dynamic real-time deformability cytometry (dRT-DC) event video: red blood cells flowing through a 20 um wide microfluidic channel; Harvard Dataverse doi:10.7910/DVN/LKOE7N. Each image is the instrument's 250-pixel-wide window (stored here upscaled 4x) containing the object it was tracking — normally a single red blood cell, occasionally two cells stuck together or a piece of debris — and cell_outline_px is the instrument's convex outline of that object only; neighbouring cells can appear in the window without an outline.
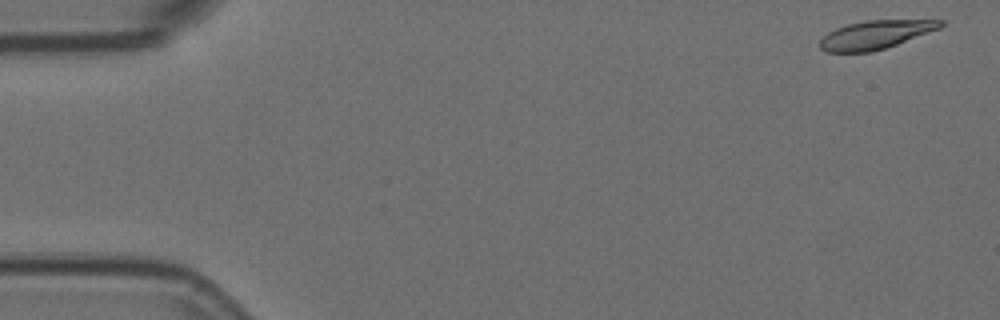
{"species": "Egyptian fruit bat (a non-hibernating species)", "species_latin": "Rousettus aegyptiacus", "temperature_condition": "room temperature", "stored_images_in_passage": 5, "camera_frame_rate_fps": 3000, "um_per_image_px": 0.085, "animal": {"sex": "female"}, "frame": {"image": 1, "passage_image": 1, "time_ms": 0.0, "image_size_px": [1000, 320], "cell_outline_px": [[944, 24], [940, 28], [896, 44], [872, 52], [824, 52], [820, 48], [820, 40], [828, 32], [836, 28], [848, 24], [864, 20], [944, 20]], "centroid_in_image_um": [74.38, 2.95], "position_along_channel_um": 10.6, "area_um2": 19.83}}
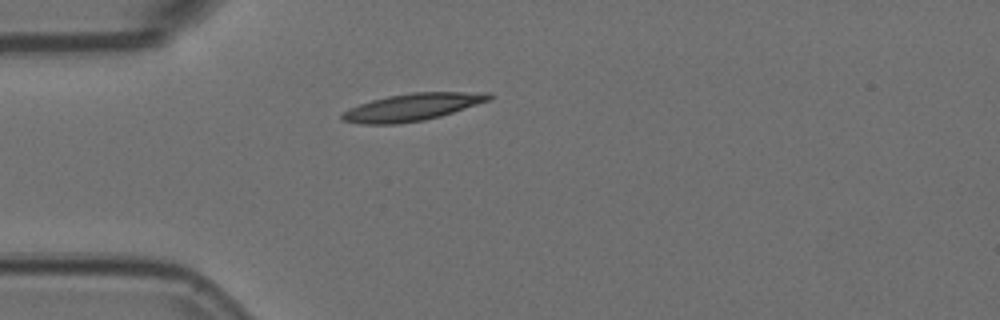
{"frame": {"image": 2, "passage_image": 5, "time_ms": 1.333, "image_size_px": [1000, 320], "cell_outline_px": [[492, 96], [488, 100], [440, 116], [424, 120], [396, 124], [360, 124], [340, 120], [340, 112], [360, 104], [372, 100], [388, 96], [412, 92], [488, 92]], "centroid_in_image_um": [34.96, 9.11], "position_along_channel_um": 50.0, "area_um2": 23.18}}